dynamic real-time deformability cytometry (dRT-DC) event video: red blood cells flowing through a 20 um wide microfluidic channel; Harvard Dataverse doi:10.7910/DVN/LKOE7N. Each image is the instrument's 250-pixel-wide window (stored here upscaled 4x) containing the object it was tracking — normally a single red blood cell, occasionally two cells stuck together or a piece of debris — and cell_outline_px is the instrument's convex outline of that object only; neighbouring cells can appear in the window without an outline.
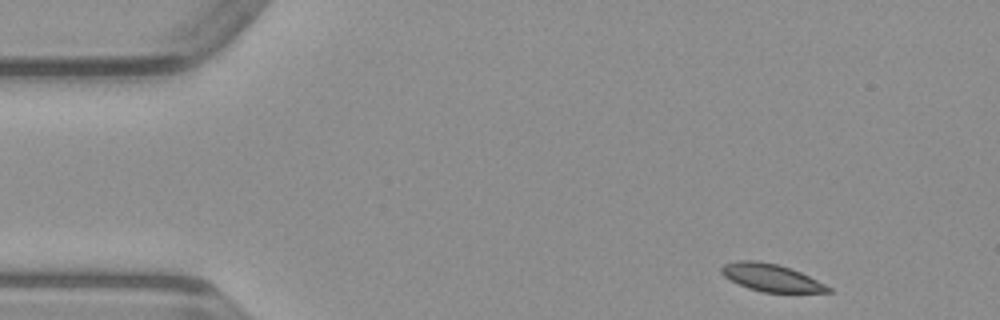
{"species": "common noctule bat (a hibernating species)", "species_latin": "Nyctalus noctula", "temperature_condition": "warm", "stored_images_in_passage": 45, "camera_frame_rate_fps": 3000, "um_per_image_px": 0.085, "animal": {"sex": "male", "body_mass_g": 23.1, "forearm_length_mm": 52.7}, "frame": {"image": 1, "passage_image": 1, "time_ms": 0.0, "image_size_px": [1000, 320], "cell_outline_px": [[832, 292], [764, 292], [748, 288], [724, 276], [720, 272], [720, 268], [724, 264], [740, 260], [756, 260], [776, 264], [800, 272], [832, 288]], "centroid_in_image_um": [65.53, 23.59], "position_along_channel_um": 19.5, "area_um2": 16.7}}
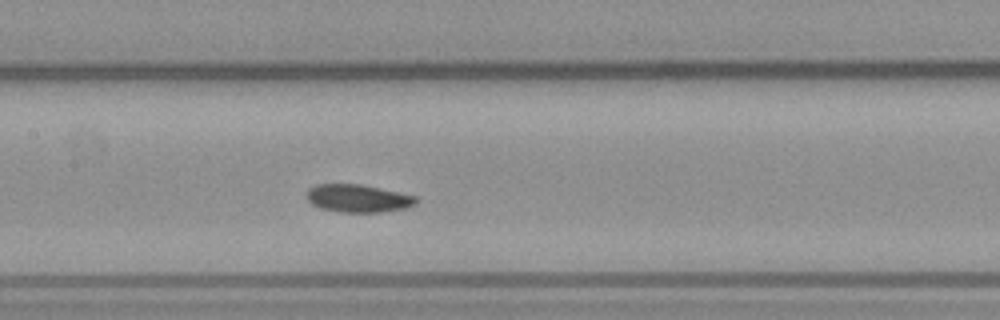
{"frame": {"image": 2, "passage_image": 19, "time_ms": 6.0, "image_size_px": [1000, 320], "cell_outline_px": [[420, 200], [416, 204], [404, 208], [380, 212], [340, 212], [320, 208], [312, 204], [308, 200], [308, 188], [316, 184], [360, 184], [380, 188], [416, 196]], "centroid_in_image_um": [30.44, 16.86], "position_along_channel_um": 177.0, "area_um2": 17.69}}
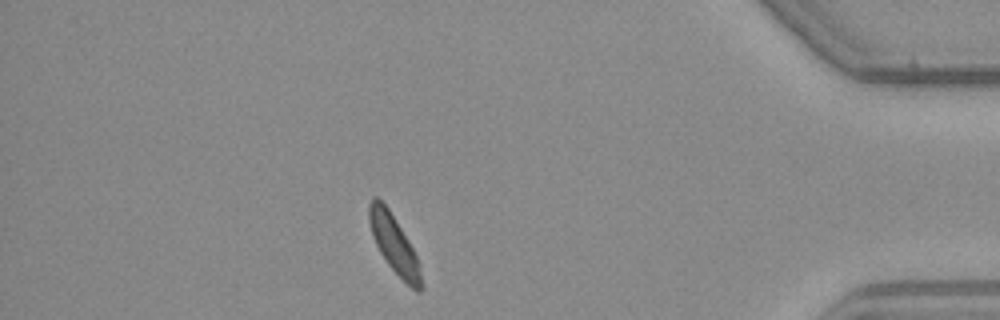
{"frame": {"image": 3, "passage_image": 39, "time_ms": 12.667, "image_size_px": [1000, 320], "cell_outline_px": [[420, 292], [416, 292], [388, 264], [380, 252], [372, 236], [368, 220], [368, 204], [372, 196], [376, 196], [388, 208], [408, 240], [416, 256], [420, 272]], "centroid_in_image_um": [33.43, 20.67], "position_along_channel_um": 401.8, "area_um2": 16.99}}